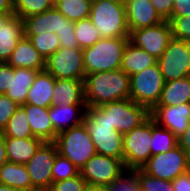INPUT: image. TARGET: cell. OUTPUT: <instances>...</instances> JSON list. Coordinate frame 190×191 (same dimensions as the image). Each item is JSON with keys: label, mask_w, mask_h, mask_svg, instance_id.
Segmentation results:
<instances>
[{"label": "cell", "mask_w": 190, "mask_h": 191, "mask_svg": "<svg viewBox=\"0 0 190 191\" xmlns=\"http://www.w3.org/2000/svg\"><path fill=\"white\" fill-rule=\"evenodd\" d=\"M84 98L87 108L130 98V76L121 68L87 74L84 79Z\"/></svg>", "instance_id": "1"}, {"label": "cell", "mask_w": 190, "mask_h": 191, "mask_svg": "<svg viewBox=\"0 0 190 191\" xmlns=\"http://www.w3.org/2000/svg\"><path fill=\"white\" fill-rule=\"evenodd\" d=\"M83 125L90 133L97 154L123 161V135L108 121V113L101 107L86 109Z\"/></svg>", "instance_id": "2"}, {"label": "cell", "mask_w": 190, "mask_h": 191, "mask_svg": "<svg viewBox=\"0 0 190 191\" xmlns=\"http://www.w3.org/2000/svg\"><path fill=\"white\" fill-rule=\"evenodd\" d=\"M92 24L101 38H129L125 4L119 0H96L91 4Z\"/></svg>", "instance_id": "3"}, {"label": "cell", "mask_w": 190, "mask_h": 191, "mask_svg": "<svg viewBox=\"0 0 190 191\" xmlns=\"http://www.w3.org/2000/svg\"><path fill=\"white\" fill-rule=\"evenodd\" d=\"M129 38H101L83 49L85 72L93 74L121 68L123 52Z\"/></svg>", "instance_id": "4"}, {"label": "cell", "mask_w": 190, "mask_h": 191, "mask_svg": "<svg viewBox=\"0 0 190 191\" xmlns=\"http://www.w3.org/2000/svg\"><path fill=\"white\" fill-rule=\"evenodd\" d=\"M54 143L58 153L79 170L97 154L90 133L83 124L58 133Z\"/></svg>", "instance_id": "5"}, {"label": "cell", "mask_w": 190, "mask_h": 191, "mask_svg": "<svg viewBox=\"0 0 190 191\" xmlns=\"http://www.w3.org/2000/svg\"><path fill=\"white\" fill-rule=\"evenodd\" d=\"M152 117L123 135V163L128 172L141 167L151 157Z\"/></svg>", "instance_id": "6"}, {"label": "cell", "mask_w": 190, "mask_h": 191, "mask_svg": "<svg viewBox=\"0 0 190 191\" xmlns=\"http://www.w3.org/2000/svg\"><path fill=\"white\" fill-rule=\"evenodd\" d=\"M164 79L158 64L130 76V99L151 111L159 102Z\"/></svg>", "instance_id": "7"}, {"label": "cell", "mask_w": 190, "mask_h": 191, "mask_svg": "<svg viewBox=\"0 0 190 191\" xmlns=\"http://www.w3.org/2000/svg\"><path fill=\"white\" fill-rule=\"evenodd\" d=\"M129 172L121 159L95 154L80 169L87 184L109 187L120 181Z\"/></svg>", "instance_id": "8"}, {"label": "cell", "mask_w": 190, "mask_h": 191, "mask_svg": "<svg viewBox=\"0 0 190 191\" xmlns=\"http://www.w3.org/2000/svg\"><path fill=\"white\" fill-rule=\"evenodd\" d=\"M108 113V121L122 135L129 133L142 124L149 116L150 111L130 98L113 101L100 106Z\"/></svg>", "instance_id": "9"}, {"label": "cell", "mask_w": 190, "mask_h": 191, "mask_svg": "<svg viewBox=\"0 0 190 191\" xmlns=\"http://www.w3.org/2000/svg\"><path fill=\"white\" fill-rule=\"evenodd\" d=\"M45 71L57 79H85L86 72L81 48H59L45 60Z\"/></svg>", "instance_id": "10"}, {"label": "cell", "mask_w": 190, "mask_h": 191, "mask_svg": "<svg viewBox=\"0 0 190 191\" xmlns=\"http://www.w3.org/2000/svg\"><path fill=\"white\" fill-rule=\"evenodd\" d=\"M157 64L165 82L190 76L188 42L172 38Z\"/></svg>", "instance_id": "11"}, {"label": "cell", "mask_w": 190, "mask_h": 191, "mask_svg": "<svg viewBox=\"0 0 190 191\" xmlns=\"http://www.w3.org/2000/svg\"><path fill=\"white\" fill-rule=\"evenodd\" d=\"M141 170L149 176L173 181L178 175L188 171V154L176 146L168 152L151 156Z\"/></svg>", "instance_id": "12"}, {"label": "cell", "mask_w": 190, "mask_h": 191, "mask_svg": "<svg viewBox=\"0 0 190 191\" xmlns=\"http://www.w3.org/2000/svg\"><path fill=\"white\" fill-rule=\"evenodd\" d=\"M58 153L54 142H43L25 164L32 186L36 190L49 189L52 182V167Z\"/></svg>", "instance_id": "13"}, {"label": "cell", "mask_w": 190, "mask_h": 191, "mask_svg": "<svg viewBox=\"0 0 190 191\" xmlns=\"http://www.w3.org/2000/svg\"><path fill=\"white\" fill-rule=\"evenodd\" d=\"M172 38L171 25L164 20L157 25L131 31L129 41L159 59Z\"/></svg>", "instance_id": "14"}, {"label": "cell", "mask_w": 190, "mask_h": 191, "mask_svg": "<svg viewBox=\"0 0 190 191\" xmlns=\"http://www.w3.org/2000/svg\"><path fill=\"white\" fill-rule=\"evenodd\" d=\"M24 36H37L46 33L60 35L63 29H74V22L66 19L54 7L43 13L22 19Z\"/></svg>", "instance_id": "15"}, {"label": "cell", "mask_w": 190, "mask_h": 191, "mask_svg": "<svg viewBox=\"0 0 190 191\" xmlns=\"http://www.w3.org/2000/svg\"><path fill=\"white\" fill-rule=\"evenodd\" d=\"M150 116L160 126L179 137L190 123V103L176 106H155Z\"/></svg>", "instance_id": "16"}, {"label": "cell", "mask_w": 190, "mask_h": 191, "mask_svg": "<svg viewBox=\"0 0 190 191\" xmlns=\"http://www.w3.org/2000/svg\"><path fill=\"white\" fill-rule=\"evenodd\" d=\"M129 32L157 25L164 21L154 8L151 0H130L125 3Z\"/></svg>", "instance_id": "17"}, {"label": "cell", "mask_w": 190, "mask_h": 191, "mask_svg": "<svg viewBox=\"0 0 190 191\" xmlns=\"http://www.w3.org/2000/svg\"><path fill=\"white\" fill-rule=\"evenodd\" d=\"M27 114L28 122L34 137L43 142H54L58 134L49 117V108L38 107L33 104L21 105Z\"/></svg>", "instance_id": "18"}, {"label": "cell", "mask_w": 190, "mask_h": 191, "mask_svg": "<svg viewBox=\"0 0 190 191\" xmlns=\"http://www.w3.org/2000/svg\"><path fill=\"white\" fill-rule=\"evenodd\" d=\"M86 109V105H69L64 107L52 104L49 107V117L54 130L60 133L64 130L82 125Z\"/></svg>", "instance_id": "19"}, {"label": "cell", "mask_w": 190, "mask_h": 191, "mask_svg": "<svg viewBox=\"0 0 190 191\" xmlns=\"http://www.w3.org/2000/svg\"><path fill=\"white\" fill-rule=\"evenodd\" d=\"M6 63L13 68L32 69L39 72L45 69V60L26 37L18 42Z\"/></svg>", "instance_id": "20"}, {"label": "cell", "mask_w": 190, "mask_h": 191, "mask_svg": "<svg viewBox=\"0 0 190 191\" xmlns=\"http://www.w3.org/2000/svg\"><path fill=\"white\" fill-rule=\"evenodd\" d=\"M53 104L60 106L86 105L84 98V81L55 78Z\"/></svg>", "instance_id": "21"}, {"label": "cell", "mask_w": 190, "mask_h": 191, "mask_svg": "<svg viewBox=\"0 0 190 191\" xmlns=\"http://www.w3.org/2000/svg\"><path fill=\"white\" fill-rule=\"evenodd\" d=\"M55 78L43 70L37 73L29 89L25 104L49 108L53 104V89Z\"/></svg>", "instance_id": "22"}, {"label": "cell", "mask_w": 190, "mask_h": 191, "mask_svg": "<svg viewBox=\"0 0 190 191\" xmlns=\"http://www.w3.org/2000/svg\"><path fill=\"white\" fill-rule=\"evenodd\" d=\"M7 161L25 165L43 143L39 138L4 137Z\"/></svg>", "instance_id": "23"}, {"label": "cell", "mask_w": 190, "mask_h": 191, "mask_svg": "<svg viewBox=\"0 0 190 191\" xmlns=\"http://www.w3.org/2000/svg\"><path fill=\"white\" fill-rule=\"evenodd\" d=\"M24 37L23 21L13 15L8 22L0 28V62L6 63L18 42Z\"/></svg>", "instance_id": "24"}, {"label": "cell", "mask_w": 190, "mask_h": 191, "mask_svg": "<svg viewBox=\"0 0 190 191\" xmlns=\"http://www.w3.org/2000/svg\"><path fill=\"white\" fill-rule=\"evenodd\" d=\"M157 64V59L142 48L128 41L122 58L121 69L129 76Z\"/></svg>", "instance_id": "25"}, {"label": "cell", "mask_w": 190, "mask_h": 191, "mask_svg": "<svg viewBox=\"0 0 190 191\" xmlns=\"http://www.w3.org/2000/svg\"><path fill=\"white\" fill-rule=\"evenodd\" d=\"M39 71L25 68H14L11 73L10 88L6 95L19 106L25 104L30 87Z\"/></svg>", "instance_id": "26"}, {"label": "cell", "mask_w": 190, "mask_h": 191, "mask_svg": "<svg viewBox=\"0 0 190 191\" xmlns=\"http://www.w3.org/2000/svg\"><path fill=\"white\" fill-rule=\"evenodd\" d=\"M190 103V76L164 83L156 106H176Z\"/></svg>", "instance_id": "27"}, {"label": "cell", "mask_w": 190, "mask_h": 191, "mask_svg": "<svg viewBox=\"0 0 190 191\" xmlns=\"http://www.w3.org/2000/svg\"><path fill=\"white\" fill-rule=\"evenodd\" d=\"M0 183L22 191L36 190L32 186L26 166L8 161L0 167Z\"/></svg>", "instance_id": "28"}, {"label": "cell", "mask_w": 190, "mask_h": 191, "mask_svg": "<svg viewBox=\"0 0 190 191\" xmlns=\"http://www.w3.org/2000/svg\"><path fill=\"white\" fill-rule=\"evenodd\" d=\"M178 146V137L170 130L158 125L152 118L151 156L165 153Z\"/></svg>", "instance_id": "29"}, {"label": "cell", "mask_w": 190, "mask_h": 191, "mask_svg": "<svg viewBox=\"0 0 190 191\" xmlns=\"http://www.w3.org/2000/svg\"><path fill=\"white\" fill-rule=\"evenodd\" d=\"M4 137L32 138L34 137L29 126L25 109L20 105L8 120L5 129L1 132Z\"/></svg>", "instance_id": "30"}, {"label": "cell", "mask_w": 190, "mask_h": 191, "mask_svg": "<svg viewBox=\"0 0 190 191\" xmlns=\"http://www.w3.org/2000/svg\"><path fill=\"white\" fill-rule=\"evenodd\" d=\"M91 4V0H58L54 8L66 19L75 22L89 18Z\"/></svg>", "instance_id": "31"}, {"label": "cell", "mask_w": 190, "mask_h": 191, "mask_svg": "<svg viewBox=\"0 0 190 191\" xmlns=\"http://www.w3.org/2000/svg\"><path fill=\"white\" fill-rule=\"evenodd\" d=\"M74 30L78 46L81 49L93 46L101 36L99 30L92 24L90 18L74 22Z\"/></svg>", "instance_id": "32"}, {"label": "cell", "mask_w": 190, "mask_h": 191, "mask_svg": "<svg viewBox=\"0 0 190 191\" xmlns=\"http://www.w3.org/2000/svg\"><path fill=\"white\" fill-rule=\"evenodd\" d=\"M54 7L50 0H14V15L21 20Z\"/></svg>", "instance_id": "33"}, {"label": "cell", "mask_w": 190, "mask_h": 191, "mask_svg": "<svg viewBox=\"0 0 190 191\" xmlns=\"http://www.w3.org/2000/svg\"><path fill=\"white\" fill-rule=\"evenodd\" d=\"M130 173L135 178L140 191H174L172 181L149 176L141 169H134Z\"/></svg>", "instance_id": "34"}, {"label": "cell", "mask_w": 190, "mask_h": 191, "mask_svg": "<svg viewBox=\"0 0 190 191\" xmlns=\"http://www.w3.org/2000/svg\"><path fill=\"white\" fill-rule=\"evenodd\" d=\"M33 44L38 53L46 60L60 48V40L55 33L40 34L37 36H24Z\"/></svg>", "instance_id": "35"}, {"label": "cell", "mask_w": 190, "mask_h": 191, "mask_svg": "<svg viewBox=\"0 0 190 191\" xmlns=\"http://www.w3.org/2000/svg\"><path fill=\"white\" fill-rule=\"evenodd\" d=\"M80 174V170L76 168L66 157L56 154L52 167L53 182L71 179Z\"/></svg>", "instance_id": "36"}, {"label": "cell", "mask_w": 190, "mask_h": 191, "mask_svg": "<svg viewBox=\"0 0 190 191\" xmlns=\"http://www.w3.org/2000/svg\"><path fill=\"white\" fill-rule=\"evenodd\" d=\"M168 21L173 38L190 41V16L171 17Z\"/></svg>", "instance_id": "37"}, {"label": "cell", "mask_w": 190, "mask_h": 191, "mask_svg": "<svg viewBox=\"0 0 190 191\" xmlns=\"http://www.w3.org/2000/svg\"><path fill=\"white\" fill-rule=\"evenodd\" d=\"M87 185L84 178L79 174L71 179L52 182L49 191H83Z\"/></svg>", "instance_id": "38"}, {"label": "cell", "mask_w": 190, "mask_h": 191, "mask_svg": "<svg viewBox=\"0 0 190 191\" xmlns=\"http://www.w3.org/2000/svg\"><path fill=\"white\" fill-rule=\"evenodd\" d=\"M19 105L6 94L0 95V133L5 129L8 120L15 113Z\"/></svg>", "instance_id": "39"}, {"label": "cell", "mask_w": 190, "mask_h": 191, "mask_svg": "<svg viewBox=\"0 0 190 191\" xmlns=\"http://www.w3.org/2000/svg\"><path fill=\"white\" fill-rule=\"evenodd\" d=\"M108 191H140L139 186L129 172L120 181L113 183L111 186L107 187Z\"/></svg>", "instance_id": "40"}, {"label": "cell", "mask_w": 190, "mask_h": 191, "mask_svg": "<svg viewBox=\"0 0 190 191\" xmlns=\"http://www.w3.org/2000/svg\"><path fill=\"white\" fill-rule=\"evenodd\" d=\"M13 71L14 68L12 66L0 62V95L6 94L10 88L11 73Z\"/></svg>", "instance_id": "41"}, {"label": "cell", "mask_w": 190, "mask_h": 191, "mask_svg": "<svg viewBox=\"0 0 190 191\" xmlns=\"http://www.w3.org/2000/svg\"><path fill=\"white\" fill-rule=\"evenodd\" d=\"M58 37L61 48H79L74 29H63Z\"/></svg>", "instance_id": "42"}, {"label": "cell", "mask_w": 190, "mask_h": 191, "mask_svg": "<svg viewBox=\"0 0 190 191\" xmlns=\"http://www.w3.org/2000/svg\"><path fill=\"white\" fill-rule=\"evenodd\" d=\"M157 13L163 20H169L172 15L173 0H151Z\"/></svg>", "instance_id": "43"}, {"label": "cell", "mask_w": 190, "mask_h": 191, "mask_svg": "<svg viewBox=\"0 0 190 191\" xmlns=\"http://www.w3.org/2000/svg\"><path fill=\"white\" fill-rule=\"evenodd\" d=\"M190 16V0H173L171 17Z\"/></svg>", "instance_id": "44"}, {"label": "cell", "mask_w": 190, "mask_h": 191, "mask_svg": "<svg viewBox=\"0 0 190 191\" xmlns=\"http://www.w3.org/2000/svg\"><path fill=\"white\" fill-rule=\"evenodd\" d=\"M174 191H190V171L178 175L173 181Z\"/></svg>", "instance_id": "45"}, {"label": "cell", "mask_w": 190, "mask_h": 191, "mask_svg": "<svg viewBox=\"0 0 190 191\" xmlns=\"http://www.w3.org/2000/svg\"><path fill=\"white\" fill-rule=\"evenodd\" d=\"M178 146L182 148L186 154H190V123L185 132L178 137Z\"/></svg>", "instance_id": "46"}, {"label": "cell", "mask_w": 190, "mask_h": 191, "mask_svg": "<svg viewBox=\"0 0 190 191\" xmlns=\"http://www.w3.org/2000/svg\"><path fill=\"white\" fill-rule=\"evenodd\" d=\"M0 12L14 13V0H0Z\"/></svg>", "instance_id": "47"}, {"label": "cell", "mask_w": 190, "mask_h": 191, "mask_svg": "<svg viewBox=\"0 0 190 191\" xmlns=\"http://www.w3.org/2000/svg\"><path fill=\"white\" fill-rule=\"evenodd\" d=\"M7 162L4 136L0 133V167Z\"/></svg>", "instance_id": "48"}, {"label": "cell", "mask_w": 190, "mask_h": 191, "mask_svg": "<svg viewBox=\"0 0 190 191\" xmlns=\"http://www.w3.org/2000/svg\"><path fill=\"white\" fill-rule=\"evenodd\" d=\"M13 15L14 13L0 12V28H2Z\"/></svg>", "instance_id": "49"}, {"label": "cell", "mask_w": 190, "mask_h": 191, "mask_svg": "<svg viewBox=\"0 0 190 191\" xmlns=\"http://www.w3.org/2000/svg\"><path fill=\"white\" fill-rule=\"evenodd\" d=\"M83 191H108L107 187L87 184Z\"/></svg>", "instance_id": "50"}, {"label": "cell", "mask_w": 190, "mask_h": 191, "mask_svg": "<svg viewBox=\"0 0 190 191\" xmlns=\"http://www.w3.org/2000/svg\"><path fill=\"white\" fill-rule=\"evenodd\" d=\"M0 191H22V190L0 183Z\"/></svg>", "instance_id": "51"}, {"label": "cell", "mask_w": 190, "mask_h": 191, "mask_svg": "<svg viewBox=\"0 0 190 191\" xmlns=\"http://www.w3.org/2000/svg\"><path fill=\"white\" fill-rule=\"evenodd\" d=\"M188 170L190 171V154L188 155Z\"/></svg>", "instance_id": "52"}, {"label": "cell", "mask_w": 190, "mask_h": 191, "mask_svg": "<svg viewBox=\"0 0 190 191\" xmlns=\"http://www.w3.org/2000/svg\"><path fill=\"white\" fill-rule=\"evenodd\" d=\"M51 1V3L53 4V5H55L57 2H58V0H50Z\"/></svg>", "instance_id": "53"}, {"label": "cell", "mask_w": 190, "mask_h": 191, "mask_svg": "<svg viewBox=\"0 0 190 191\" xmlns=\"http://www.w3.org/2000/svg\"><path fill=\"white\" fill-rule=\"evenodd\" d=\"M33 191H49L48 189H40V190H33Z\"/></svg>", "instance_id": "54"}, {"label": "cell", "mask_w": 190, "mask_h": 191, "mask_svg": "<svg viewBox=\"0 0 190 191\" xmlns=\"http://www.w3.org/2000/svg\"><path fill=\"white\" fill-rule=\"evenodd\" d=\"M119 1H121V2H123L125 4L126 2H128L130 0H119Z\"/></svg>", "instance_id": "55"}, {"label": "cell", "mask_w": 190, "mask_h": 191, "mask_svg": "<svg viewBox=\"0 0 190 191\" xmlns=\"http://www.w3.org/2000/svg\"><path fill=\"white\" fill-rule=\"evenodd\" d=\"M188 46H189V53H190V41H188Z\"/></svg>", "instance_id": "56"}]
</instances>
